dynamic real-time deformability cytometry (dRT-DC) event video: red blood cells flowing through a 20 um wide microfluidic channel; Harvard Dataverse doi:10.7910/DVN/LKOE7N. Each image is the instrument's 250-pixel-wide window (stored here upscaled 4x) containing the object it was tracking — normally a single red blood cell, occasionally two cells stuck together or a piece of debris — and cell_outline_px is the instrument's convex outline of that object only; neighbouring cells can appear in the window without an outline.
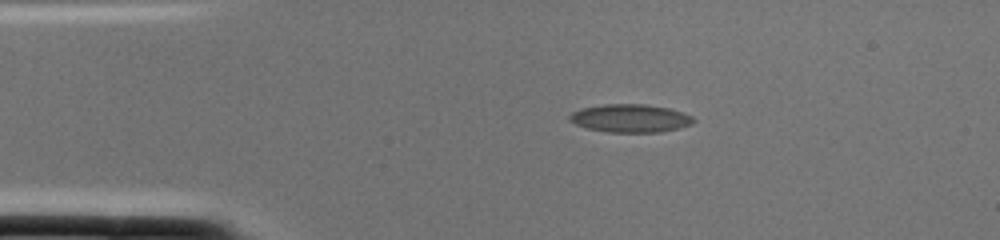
{"species": "common noctule bat (a hibernating species)", "species_latin": "Nyctalus noctula", "temperature_condition": "cold", "stored_images_in_passage": 1, "camera_frame_rate_fps": 3000, "um_per_image_px": 0.085, "animal": {"sex": "female", "body_mass_g": 22.0, "forearm_length_mm": 56.7}, "frame": {"image": 1, "passage_image": 1, "time_ms": 0.0, "image_size_px": [1000, 240], "cell_outline_px": [[696, 120], [692, 124], [680, 128], [660, 132], [608, 132], [588, 128], [576, 124], [568, 120], [568, 116], [572, 112], [580, 108], [604, 104], [644, 104], [668, 108], [692, 116]], "centroid_in_image_um": [53.56, 10.05], "position_along_channel_um": 31.4, "area_um2": 20.29}}